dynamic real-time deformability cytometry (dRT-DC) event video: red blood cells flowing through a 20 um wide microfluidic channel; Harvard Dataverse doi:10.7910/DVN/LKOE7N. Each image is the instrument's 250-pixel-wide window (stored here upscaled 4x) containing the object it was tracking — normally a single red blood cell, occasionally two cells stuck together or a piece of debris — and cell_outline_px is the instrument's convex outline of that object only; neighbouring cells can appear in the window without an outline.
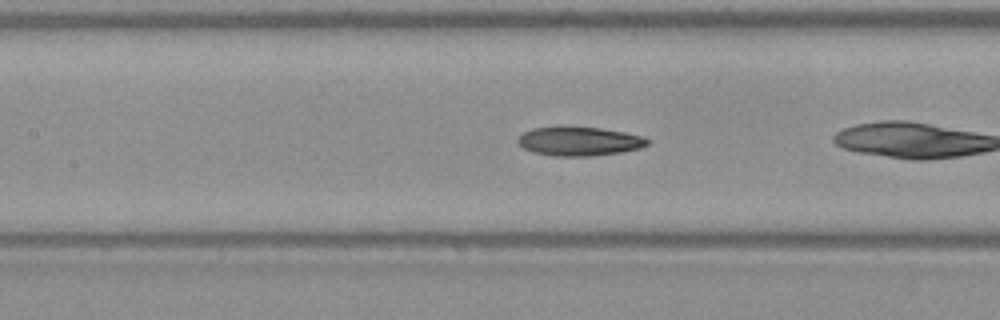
{"species": "Egyptian fruit bat (a non-hibernating species)", "species_latin": "Rousettus aegyptiacus", "temperature_condition": "warm", "stored_images_in_passage": 33, "camera_frame_rate_fps": 3000, "um_per_image_px": 0.085, "frame": {"image": 1, "passage_image": 22, "time_ms": 7.0, "image_size_px": [1000, 320], "cell_outline_px": [[652, 140], [648, 144], [640, 148], [620, 152], [592, 156], [556, 156], [532, 152], [524, 148], [516, 140], [524, 132], [532, 128], [600, 128], [624, 132], [640, 136]], "centroid_in_image_um": [49.26, 12.03], "position_along_channel_um": 158.1, "area_um2": 21.39}}
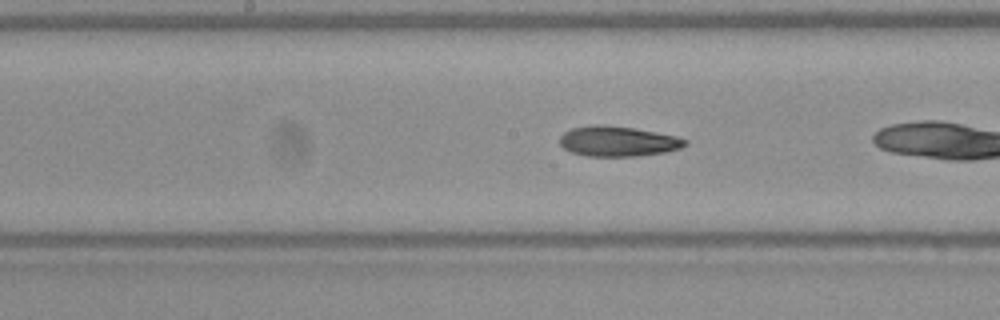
{"frame": {"image": 2, "passage_image": 25, "time_ms": 8.0, "image_size_px": [1000, 320], "cell_outline_px": [[688, 144], [680, 148], [664, 152], [640, 156], [588, 156], [572, 152], [564, 148], [560, 144], [560, 136], [564, 132], [572, 128], [592, 124], [600, 124], [632, 128], [676, 136], [688, 140]], "centroid_in_image_um": [52.51, 12.01], "position_along_channel_um": 195.7, "area_um2": 21.96}}